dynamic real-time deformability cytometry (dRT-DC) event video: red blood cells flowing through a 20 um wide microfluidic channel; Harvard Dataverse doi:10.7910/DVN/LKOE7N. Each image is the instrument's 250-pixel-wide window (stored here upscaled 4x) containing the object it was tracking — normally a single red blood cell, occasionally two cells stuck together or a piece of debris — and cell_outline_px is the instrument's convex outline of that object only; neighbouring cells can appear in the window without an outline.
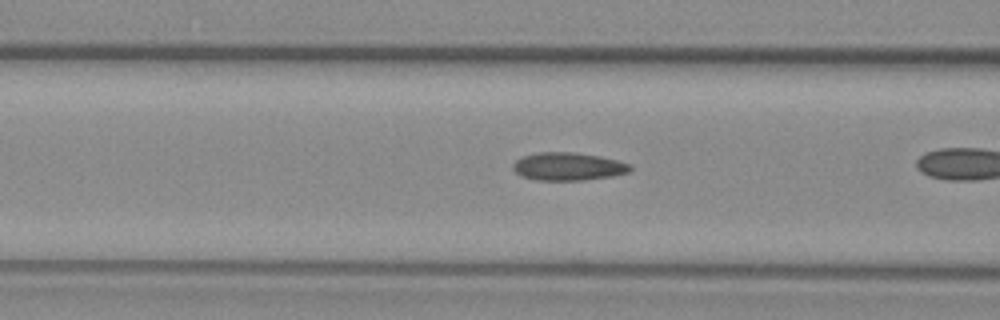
{"species": "common noctule bat (a hibernating species)", "species_latin": "Nyctalus noctula", "temperature_condition": "warm", "stored_images_in_passage": 21, "camera_frame_rate_fps": 3000, "um_per_image_px": 0.085, "animal": {"sex": "female", "body_mass_g": 29.2, "forearm_length_mm": 56.3}, "frame": {"image": 1, "passage_image": 7, "time_ms": 2.0, "image_size_px": [1000, 320], "cell_outline_px": [[632, 168], [628, 172], [612, 176], [584, 180], [536, 180], [520, 176], [512, 168], [512, 164], [516, 160], [524, 156], [540, 152], [572, 152], [600, 156], [632, 164]], "centroid_in_image_um": [48.29, 14.15], "position_along_channel_um": 118.3, "area_um2": 19.07}}
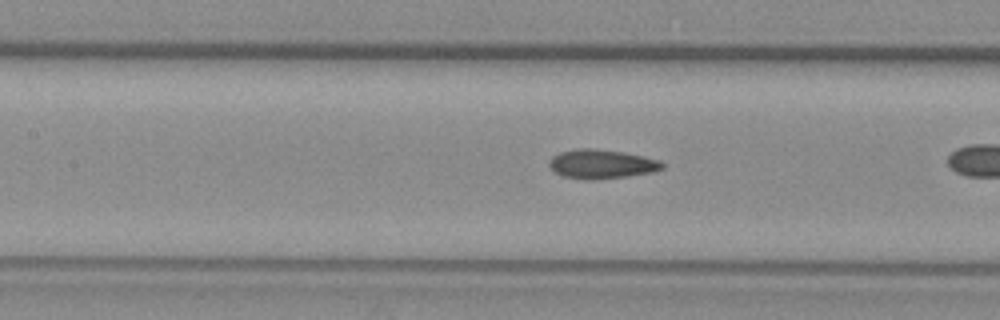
{"frame": {"image": 2, "passage_image": 10, "time_ms": 3.0, "image_size_px": [1000, 320], "cell_outline_px": [[664, 168], [652, 172], [628, 176], [596, 180], [584, 180], [564, 176], [556, 172], [548, 164], [548, 160], [552, 156], [560, 152], [576, 148], [592, 148], [624, 152], [644, 156], [660, 160], [664, 164]], "centroid_in_image_um": [51.14, 13.94], "position_along_channel_um": 156.3, "area_um2": 19.36}}